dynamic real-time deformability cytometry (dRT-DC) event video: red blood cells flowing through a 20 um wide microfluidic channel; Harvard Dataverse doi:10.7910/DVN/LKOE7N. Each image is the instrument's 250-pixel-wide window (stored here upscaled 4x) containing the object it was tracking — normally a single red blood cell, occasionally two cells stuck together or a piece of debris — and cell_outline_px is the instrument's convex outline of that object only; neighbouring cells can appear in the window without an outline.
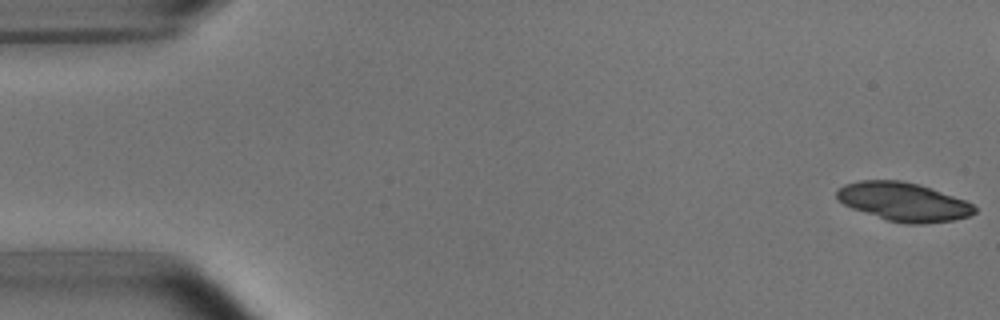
{"species": "common noctule bat (a hibernating species)", "species_latin": "Nyctalus noctula", "temperature_condition": "room temperature", "stored_images_in_passage": 6, "camera_frame_rate_fps": 3000, "um_per_image_px": 0.085, "animal": {"sex": "male", "body_mass_g": 15.6}, "frame": {"image": 1, "passage_image": 1, "time_ms": 0.0, "image_size_px": [1000, 320], "cell_outline_px": [[976, 212], [968, 216], [952, 220], [924, 224], [904, 224], [888, 220], [852, 208], [836, 200], [836, 192], [844, 184], [860, 180], [900, 180], [916, 184], [964, 200], [972, 204], [976, 208]], "centroid_in_image_um": [76.76, 17.16], "position_along_channel_um": 8.2, "area_um2": 30.58}}